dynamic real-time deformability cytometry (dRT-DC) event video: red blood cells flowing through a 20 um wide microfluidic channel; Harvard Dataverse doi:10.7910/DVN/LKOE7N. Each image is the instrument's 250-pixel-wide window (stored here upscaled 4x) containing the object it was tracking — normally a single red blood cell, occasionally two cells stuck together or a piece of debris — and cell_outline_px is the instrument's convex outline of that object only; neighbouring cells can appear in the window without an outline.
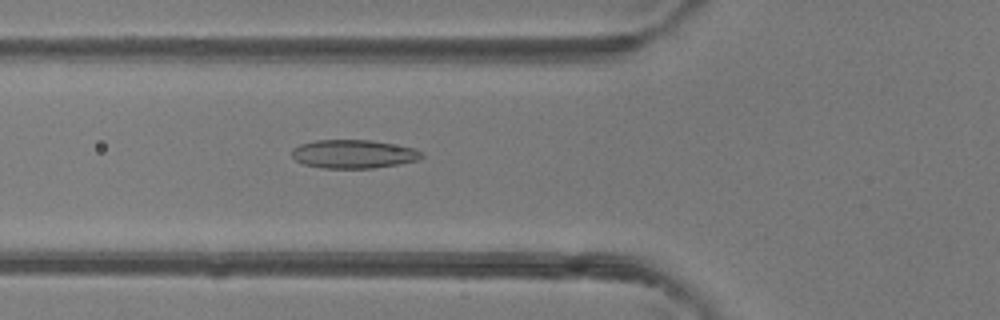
{"species": "common noctule bat (a hibernating species)", "species_latin": "Nyctalus noctula", "temperature_condition": "room temperature", "stored_images_in_passage": 49, "camera_frame_rate_fps": 3000, "um_per_image_px": 0.085, "animal": {"sex": "female"}, "frame": {"image": 1, "passage_image": 18, "time_ms": 5.667, "image_size_px": [1000, 320], "cell_outline_px": [[424, 156], [420, 160], [400, 164], [372, 168], [320, 168], [304, 164], [296, 160], [292, 156], [292, 148], [300, 144], [316, 140], [372, 140], [412, 148], [420, 152]], "centroid_in_image_um": [30.03, 13.1], "position_along_channel_um": 95.8, "area_um2": 21.56}}
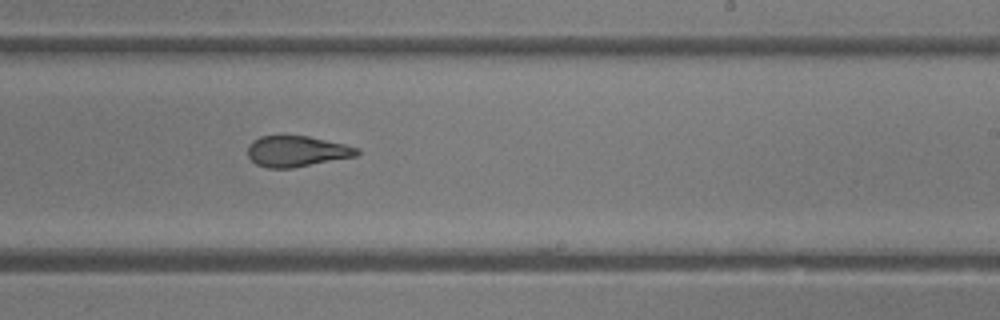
{"frame": {"image": 2, "passage_image": 30, "time_ms": 9.667, "image_size_px": [1000, 320], "cell_outline_px": [[360, 152], [356, 156], [292, 168], [268, 168], [256, 164], [248, 156], [248, 148], [252, 140], [260, 136], [308, 136], [344, 144], [360, 148]], "centroid_in_image_um": [25.22, 12.86], "position_along_channel_um": 263.8, "area_um2": 19.54}}
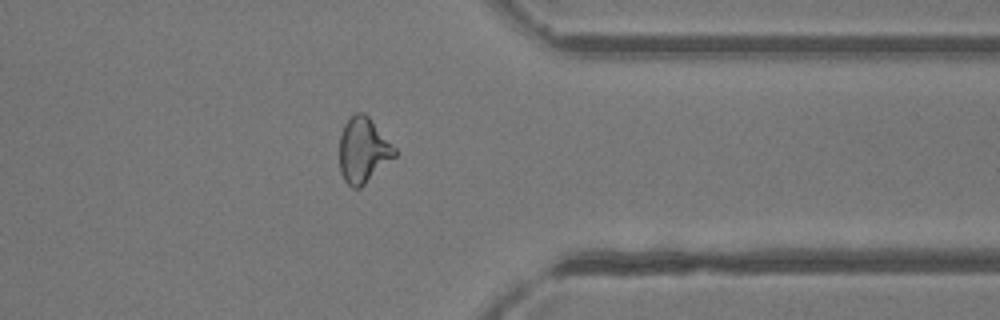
{"frame": {"image": 3, "passage_image": 39, "time_ms": 12.667, "image_size_px": [1000, 320], "cell_outline_px": [[396, 156], [360, 188], [352, 188], [344, 180], [340, 172], [340, 136], [344, 124], [356, 112], [364, 112], [368, 116], [396, 148]], "centroid_in_image_um": [30.87, 12.78], "position_along_channel_um": 380.5, "area_um2": 20.87}, "authors_computed_cell_mechanics": {"area_um2": 21.5594, "velocity_mm_per_s": 4.1888, "shape_relaxation_time_tau1_ms": 9.7528, "shape_relaxation_time_tau2_ms": 1.555, "deformation_change_tau1": 0.2349, "deformation_change_tau2": 0.0908}}